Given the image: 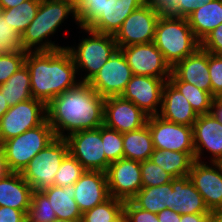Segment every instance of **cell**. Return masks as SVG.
Segmentation results:
<instances>
[{
    "label": "cell",
    "instance_id": "6da1fadb",
    "mask_svg": "<svg viewBox=\"0 0 222 222\" xmlns=\"http://www.w3.org/2000/svg\"><path fill=\"white\" fill-rule=\"evenodd\" d=\"M104 102L86 82L59 94L46 105L47 120L57 138L104 125Z\"/></svg>",
    "mask_w": 222,
    "mask_h": 222
},
{
    "label": "cell",
    "instance_id": "7a4b0ae2",
    "mask_svg": "<svg viewBox=\"0 0 222 222\" xmlns=\"http://www.w3.org/2000/svg\"><path fill=\"white\" fill-rule=\"evenodd\" d=\"M25 64L29 69L31 94L45 105L80 82L73 58L66 48L27 51Z\"/></svg>",
    "mask_w": 222,
    "mask_h": 222
},
{
    "label": "cell",
    "instance_id": "3957f363",
    "mask_svg": "<svg viewBox=\"0 0 222 222\" xmlns=\"http://www.w3.org/2000/svg\"><path fill=\"white\" fill-rule=\"evenodd\" d=\"M68 18L77 25L74 28L78 29L76 7L70 1L40 0L35 18L21 35V48L26 51H53L66 48L55 36L59 35L58 32L62 31L63 26L69 25ZM52 37L56 40L53 41Z\"/></svg>",
    "mask_w": 222,
    "mask_h": 222
},
{
    "label": "cell",
    "instance_id": "277c9868",
    "mask_svg": "<svg viewBox=\"0 0 222 222\" xmlns=\"http://www.w3.org/2000/svg\"><path fill=\"white\" fill-rule=\"evenodd\" d=\"M78 29V33L84 34L81 37L78 35V43L75 40L72 45L67 42L64 44L73 58L80 82L88 83L118 46L112 34L98 33L84 27Z\"/></svg>",
    "mask_w": 222,
    "mask_h": 222
},
{
    "label": "cell",
    "instance_id": "5b68a950",
    "mask_svg": "<svg viewBox=\"0 0 222 222\" xmlns=\"http://www.w3.org/2000/svg\"><path fill=\"white\" fill-rule=\"evenodd\" d=\"M153 43L171 68L200 47L187 18L167 13H162L157 21Z\"/></svg>",
    "mask_w": 222,
    "mask_h": 222
},
{
    "label": "cell",
    "instance_id": "8992f818",
    "mask_svg": "<svg viewBox=\"0 0 222 222\" xmlns=\"http://www.w3.org/2000/svg\"><path fill=\"white\" fill-rule=\"evenodd\" d=\"M55 138L54 130L46 119L41 125L2 142L0 145L9 170L21 173L33 157Z\"/></svg>",
    "mask_w": 222,
    "mask_h": 222
},
{
    "label": "cell",
    "instance_id": "52a82bcc",
    "mask_svg": "<svg viewBox=\"0 0 222 222\" xmlns=\"http://www.w3.org/2000/svg\"><path fill=\"white\" fill-rule=\"evenodd\" d=\"M68 153L66 139L56 137L46 148L33 157L21 175L33 188V191H41L54 186L55 175Z\"/></svg>",
    "mask_w": 222,
    "mask_h": 222
},
{
    "label": "cell",
    "instance_id": "ba28073f",
    "mask_svg": "<svg viewBox=\"0 0 222 222\" xmlns=\"http://www.w3.org/2000/svg\"><path fill=\"white\" fill-rule=\"evenodd\" d=\"M162 13L158 7L146 3L134 10L113 35L118 48L153 42Z\"/></svg>",
    "mask_w": 222,
    "mask_h": 222
},
{
    "label": "cell",
    "instance_id": "9c48e42d",
    "mask_svg": "<svg viewBox=\"0 0 222 222\" xmlns=\"http://www.w3.org/2000/svg\"><path fill=\"white\" fill-rule=\"evenodd\" d=\"M47 119L46 105L37 99H28L10 107L0 119V144Z\"/></svg>",
    "mask_w": 222,
    "mask_h": 222
},
{
    "label": "cell",
    "instance_id": "30bf717a",
    "mask_svg": "<svg viewBox=\"0 0 222 222\" xmlns=\"http://www.w3.org/2000/svg\"><path fill=\"white\" fill-rule=\"evenodd\" d=\"M69 153L86 169L106 172L110 162L106 159L101 139V126L82 130L67 136Z\"/></svg>",
    "mask_w": 222,
    "mask_h": 222
},
{
    "label": "cell",
    "instance_id": "8fae6325",
    "mask_svg": "<svg viewBox=\"0 0 222 222\" xmlns=\"http://www.w3.org/2000/svg\"><path fill=\"white\" fill-rule=\"evenodd\" d=\"M133 73L123 52L117 49L88 82L104 99L121 96Z\"/></svg>",
    "mask_w": 222,
    "mask_h": 222
},
{
    "label": "cell",
    "instance_id": "7c38bea8",
    "mask_svg": "<svg viewBox=\"0 0 222 222\" xmlns=\"http://www.w3.org/2000/svg\"><path fill=\"white\" fill-rule=\"evenodd\" d=\"M154 149L195 152L193 128L167 121L158 115L148 116L147 123Z\"/></svg>",
    "mask_w": 222,
    "mask_h": 222
},
{
    "label": "cell",
    "instance_id": "4fadbf2b",
    "mask_svg": "<svg viewBox=\"0 0 222 222\" xmlns=\"http://www.w3.org/2000/svg\"><path fill=\"white\" fill-rule=\"evenodd\" d=\"M120 49L133 75H144L169 80L171 67L153 42L136 44Z\"/></svg>",
    "mask_w": 222,
    "mask_h": 222
},
{
    "label": "cell",
    "instance_id": "5bb4252c",
    "mask_svg": "<svg viewBox=\"0 0 222 222\" xmlns=\"http://www.w3.org/2000/svg\"><path fill=\"white\" fill-rule=\"evenodd\" d=\"M192 128L195 160L222 162V124L209 113L199 115Z\"/></svg>",
    "mask_w": 222,
    "mask_h": 222
},
{
    "label": "cell",
    "instance_id": "9a60e30c",
    "mask_svg": "<svg viewBox=\"0 0 222 222\" xmlns=\"http://www.w3.org/2000/svg\"><path fill=\"white\" fill-rule=\"evenodd\" d=\"M111 197L130 201L143 187L140 162L127 158L110 163L106 171Z\"/></svg>",
    "mask_w": 222,
    "mask_h": 222
},
{
    "label": "cell",
    "instance_id": "2e32d148",
    "mask_svg": "<svg viewBox=\"0 0 222 222\" xmlns=\"http://www.w3.org/2000/svg\"><path fill=\"white\" fill-rule=\"evenodd\" d=\"M165 82L157 77L133 75L121 97L133 102L148 116L158 115Z\"/></svg>",
    "mask_w": 222,
    "mask_h": 222
},
{
    "label": "cell",
    "instance_id": "e0dca14e",
    "mask_svg": "<svg viewBox=\"0 0 222 222\" xmlns=\"http://www.w3.org/2000/svg\"><path fill=\"white\" fill-rule=\"evenodd\" d=\"M188 176L210 211L222 207V162L195 160Z\"/></svg>",
    "mask_w": 222,
    "mask_h": 222
},
{
    "label": "cell",
    "instance_id": "ac0fdd59",
    "mask_svg": "<svg viewBox=\"0 0 222 222\" xmlns=\"http://www.w3.org/2000/svg\"><path fill=\"white\" fill-rule=\"evenodd\" d=\"M148 115L133 102L121 96L105 98L104 125L108 128L126 133L138 130L146 125Z\"/></svg>",
    "mask_w": 222,
    "mask_h": 222
},
{
    "label": "cell",
    "instance_id": "d6986e66",
    "mask_svg": "<svg viewBox=\"0 0 222 222\" xmlns=\"http://www.w3.org/2000/svg\"><path fill=\"white\" fill-rule=\"evenodd\" d=\"M74 200L83 214L107 200V176L103 171L86 170L74 184Z\"/></svg>",
    "mask_w": 222,
    "mask_h": 222
},
{
    "label": "cell",
    "instance_id": "ffe728a7",
    "mask_svg": "<svg viewBox=\"0 0 222 222\" xmlns=\"http://www.w3.org/2000/svg\"><path fill=\"white\" fill-rule=\"evenodd\" d=\"M158 116L176 124L192 127L199 115L184 95L168 80L163 87Z\"/></svg>",
    "mask_w": 222,
    "mask_h": 222
},
{
    "label": "cell",
    "instance_id": "44dd1931",
    "mask_svg": "<svg viewBox=\"0 0 222 222\" xmlns=\"http://www.w3.org/2000/svg\"><path fill=\"white\" fill-rule=\"evenodd\" d=\"M171 72L183 82L211 93L208 52L199 47L193 54L177 62Z\"/></svg>",
    "mask_w": 222,
    "mask_h": 222
},
{
    "label": "cell",
    "instance_id": "7402d4cb",
    "mask_svg": "<svg viewBox=\"0 0 222 222\" xmlns=\"http://www.w3.org/2000/svg\"><path fill=\"white\" fill-rule=\"evenodd\" d=\"M143 4L144 0H104L102 14L89 29L114 35L125 19Z\"/></svg>",
    "mask_w": 222,
    "mask_h": 222
},
{
    "label": "cell",
    "instance_id": "603a6c76",
    "mask_svg": "<svg viewBox=\"0 0 222 222\" xmlns=\"http://www.w3.org/2000/svg\"><path fill=\"white\" fill-rule=\"evenodd\" d=\"M171 204V209L181 215L211 212L189 176L172 180Z\"/></svg>",
    "mask_w": 222,
    "mask_h": 222
},
{
    "label": "cell",
    "instance_id": "cb8c5ba5",
    "mask_svg": "<svg viewBox=\"0 0 222 222\" xmlns=\"http://www.w3.org/2000/svg\"><path fill=\"white\" fill-rule=\"evenodd\" d=\"M33 188L21 173L11 172L0 180V206L21 210L27 214Z\"/></svg>",
    "mask_w": 222,
    "mask_h": 222
},
{
    "label": "cell",
    "instance_id": "d4e9b609",
    "mask_svg": "<svg viewBox=\"0 0 222 222\" xmlns=\"http://www.w3.org/2000/svg\"><path fill=\"white\" fill-rule=\"evenodd\" d=\"M50 201V207L56 218L64 220H82V213L74 200V185L65 187L50 186L41 190Z\"/></svg>",
    "mask_w": 222,
    "mask_h": 222
},
{
    "label": "cell",
    "instance_id": "484cf974",
    "mask_svg": "<svg viewBox=\"0 0 222 222\" xmlns=\"http://www.w3.org/2000/svg\"><path fill=\"white\" fill-rule=\"evenodd\" d=\"M195 37L201 42L222 23V0H213L198 7L187 17Z\"/></svg>",
    "mask_w": 222,
    "mask_h": 222
},
{
    "label": "cell",
    "instance_id": "4316f807",
    "mask_svg": "<svg viewBox=\"0 0 222 222\" xmlns=\"http://www.w3.org/2000/svg\"><path fill=\"white\" fill-rule=\"evenodd\" d=\"M150 159L174 178L188 176L195 161V152L154 149Z\"/></svg>",
    "mask_w": 222,
    "mask_h": 222
},
{
    "label": "cell",
    "instance_id": "83f0119b",
    "mask_svg": "<svg viewBox=\"0 0 222 222\" xmlns=\"http://www.w3.org/2000/svg\"><path fill=\"white\" fill-rule=\"evenodd\" d=\"M123 158L143 162L150 159L154 151L152 135L148 125L123 133Z\"/></svg>",
    "mask_w": 222,
    "mask_h": 222
},
{
    "label": "cell",
    "instance_id": "f1b7e54d",
    "mask_svg": "<svg viewBox=\"0 0 222 222\" xmlns=\"http://www.w3.org/2000/svg\"><path fill=\"white\" fill-rule=\"evenodd\" d=\"M172 181L151 187H142L131 201L139 208L157 214L163 209H171Z\"/></svg>",
    "mask_w": 222,
    "mask_h": 222
},
{
    "label": "cell",
    "instance_id": "f546056e",
    "mask_svg": "<svg viewBox=\"0 0 222 222\" xmlns=\"http://www.w3.org/2000/svg\"><path fill=\"white\" fill-rule=\"evenodd\" d=\"M0 91L6 99L9 107L15 104L32 99L29 69L24 64L15 72L4 84L0 86Z\"/></svg>",
    "mask_w": 222,
    "mask_h": 222
},
{
    "label": "cell",
    "instance_id": "4dcf8cb0",
    "mask_svg": "<svg viewBox=\"0 0 222 222\" xmlns=\"http://www.w3.org/2000/svg\"><path fill=\"white\" fill-rule=\"evenodd\" d=\"M169 81L184 95L198 115L210 113L212 101L215 98L211 93L180 81L172 72Z\"/></svg>",
    "mask_w": 222,
    "mask_h": 222
},
{
    "label": "cell",
    "instance_id": "1f68e13d",
    "mask_svg": "<svg viewBox=\"0 0 222 222\" xmlns=\"http://www.w3.org/2000/svg\"><path fill=\"white\" fill-rule=\"evenodd\" d=\"M40 0H26L20 5L2 10V17L22 35L35 18Z\"/></svg>",
    "mask_w": 222,
    "mask_h": 222
},
{
    "label": "cell",
    "instance_id": "d6a6232c",
    "mask_svg": "<svg viewBox=\"0 0 222 222\" xmlns=\"http://www.w3.org/2000/svg\"><path fill=\"white\" fill-rule=\"evenodd\" d=\"M124 201L109 197L103 203L96 205L82 214V222H109L122 210Z\"/></svg>",
    "mask_w": 222,
    "mask_h": 222
},
{
    "label": "cell",
    "instance_id": "836d02e7",
    "mask_svg": "<svg viewBox=\"0 0 222 222\" xmlns=\"http://www.w3.org/2000/svg\"><path fill=\"white\" fill-rule=\"evenodd\" d=\"M26 216L27 222H52L56 219V214L50 207V201L42 191H33Z\"/></svg>",
    "mask_w": 222,
    "mask_h": 222
},
{
    "label": "cell",
    "instance_id": "e575fe53",
    "mask_svg": "<svg viewBox=\"0 0 222 222\" xmlns=\"http://www.w3.org/2000/svg\"><path fill=\"white\" fill-rule=\"evenodd\" d=\"M85 171L86 169L68 153L62 160L55 175L54 185L61 187L74 185Z\"/></svg>",
    "mask_w": 222,
    "mask_h": 222
},
{
    "label": "cell",
    "instance_id": "d590c367",
    "mask_svg": "<svg viewBox=\"0 0 222 222\" xmlns=\"http://www.w3.org/2000/svg\"><path fill=\"white\" fill-rule=\"evenodd\" d=\"M101 139L106 159L112 163L123 158V134L117 130L101 126Z\"/></svg>",
    "mask_w": 222,
    "mask_h": 222
},
{
    "label": "cell",
    "instance_id": "8d00e7d4",
    "mask_svg": "<svg viewBox=\"0 0 222 222\" xmlns=\"http://www.w3.org/2000/svg\"><path fill=\"white\" fill-rule=\"evenodd\" d=\"M143 187L159 186L171 182L174 177L151 159L140 162Z\"/></svg>",
    "mask_w": 222,
    "mask_h": 222
},
{
    "label": "cell",
    "instance_id": "74e56055",
    "mask_svg": "<svg viewBox=\"0 0 222 222\" xmlns=\"http://www.w3.org/2000/svg\"><path fill=\"white\" fill-rule=\"evenodd\" d=\"M104 0H82L76 6L79 27L89 28L102 14Z\"/></svg>",
    "mask_w": 222,
    "mask_h": 222
},
{
    "label": "cell",
    "instance_id": "f35d334b",
    "mask_svg": "<svg viewBox=\"0 0 222 222\" xmlns=\"http://www.w3.org/2000/svg\"><path fill=\"white\" fill-rule=\"evenodd\" d=\"M27 51L19 50L0 54V86L25 64Z\"/></svg>",
    "mask_w": 222,
    "mask_h": 222
},
{
    "label": "cell",
    "instance_id": "ab89813d",
    "mask_svg": "<svg viewBox=\"0 0 222 222\" xmlns=\"http://www.w3.org/2000/svg\"><path fill=\"white\" fill-rule=\"evenodd\" d=\"M22 50L21 35L0 15V54Z\"/></svg>",
    "mask_w": 222,
    "mask_h": 222
},
{
    "label": "cell",
    "instance_id": "60d3db41",
    "mask_svg": "<svg viewBox=\"0 0 222 222\" xmlns=\"http://www.w3.org/2000/svg\"><path fill=\"white\" fill-rule=\"evenodd\" d=\"M208 68L211 80V94L222 95V55L208 53Z\"/></svg>",
    "mask_w": 222,
    "mask_h": 222
},
{
    "label": "cell",
    "instance_id": "b9f144b4",
    "mask_svg": "<svg viewBox=\"0 0 222 222\" xmlns=\"http://www.w3.org/2000/svg\"><path fill=\"white\" fill-rule=\"evenodd\" d=\"M123 210L127 216V222H159L157 214L137 207L131 200L125 201Z\"/></svg>",
    "mask_w": 222,
    "mask_h": 222
},
{
    "label": "cell",
    "instance_id": "7bdbcfd3",
    "mask_svg": "<svg viewBox=\"0 0 222 222\" xmlns=\"http://www.w3.org/2000/svg\"><path fill=\"white\" fill-rule=\"evenodd\" d=\"M213 0H178L167 14L174 17L187 18L198 7L212 2Z\"/></svg>",
    "mask_w": 222,
    "mask_h": 222
},
{
    "label": "cell",
    "instance_id": "ee69618b",
    "mask_svg": "<svg viewBox=\"0 0 222 222\" xmlns=\"http://www.w3.org/2000/svg\"><path fill=\"white\" fill-rule=\"evenodd\" d=\"M200 47L208 53L222 55V23L206 35Z\"/></svg>",
    "mask_w": 222,
    "mask_h": 222
},
{
    "label": "cell",
    "instance_id": "f6af8a7d",
    "mask_svg": "<svg viewBox=\"0 0 222 222\" xmlns=\"http://www.w3.org/2000/svg\"><path fill=\"white\" fill-rule=\"evenodd\" d=\"M0 222H27V216L21 210L0 206Z\"/></svg>",
    "mask_w": 222,
    "mask_h": 222
},
{
    "label": "cell",
    "instance_id": "bcb514c9",
    "mask_svg": "<svg viewBox=\"0 0 222 222\" xmlns=\"http://www.w3.org/2000/svg\"><path fill=\"white\" fill-rule=\"evenodd\" d=\"M157 217L159 222H180L181 214L166 208L157 213Z\"/></svg>",
    "mask_w": 222,
    "mask_h": 222
},
{
    "label": "cell",
    "instance_id": "7dc6e473",
    "mask_svg": "<svg viewBox=\"0 0 222 222\" xmlns=\"http://www.w3.org/2000/svg\"><path fill=\"white\" fill-rule=\"evenodd\" d=\"M180 222H210V213L183 214Z\"/></svg>",
    "mask_w": 222,
    "mask_h": 222
},
{
    "label": "cell",
    "instance_id": "c3c4849f",
    "mask_svg": "<svg viewBox=\"0 0 222 222\" xmlns=\"http://www.w3.org/2000/svg\"><path fill=\"white\" fill-rule=\"evenodd\" d=\"M178 0H144L146 4L158 7L163 13H167Z\"/></svg>",
    "mask_w": 222,
    "mask_h": 222
},
{
    "label": "cell",
    "instance_id": "681fc988",
    "mask_svg": "<svg viewBox=\"0 0 222 222\" xmlns=\"http://www.w3.org/2000/svg\"><path fill=\"white\" fill-rule=\"evenodd\" d=\"M210 114L222 124V99L217 97L212 101Z\"/></svg>",
    "mask_w": 222,
    "mask_h": 222
},
{
    "label": "cell",
    "instance_id": "f907efd6",
    "mask_svg": "<svg viewBox=\"0 0 222 222\" xmlns=\"http://www.w3.org/2000/svg\"><path fill=\"white\" fill-rule=\"evenodd\" d=\"M10 173L11 171L9 170V167L5 160L4 150L2 149V146L0 145V180L6 177Z\"/></svg>",
    "mask_w": 222,
    "mask_h": 222
},
{
    "label": "cell",
    "instance_id": "816d5d0a",
    "mask_svg": "<svg viewBox=\"0 0 222 222\" xmlns=\"http://www.w3.org/2000/svg\"><path fill=\"white\" fill-rule=\"evenodd\" d=\"M210 222H222V207L211 210Z\"/></svg>",
    "mask_w": 222,
    "mask_h": 222
},
{
    "label": "cell",
    "instance_id": "f5cc1de1",
    "mask_svg": "<svg viewBox=\"0 0 222 222\" xmlns=\"http://www.w3.org/2000/svg\"><path fill=\"white\" fill-rule=\"evenodd\" d=\"M26 0H0L2 9H9L15 6L20 5L22 2Z\"/></svg>",
    "mask_w": 222,
    "mask_h": 222
},
{
    "label": "cell",
    "instance_id": "db71d44e",
    "mask_svg": "<svg viewBox=\"0 0 222 222\" xmlns=\"http://www.w3.org/2000/svg\"><path fill=\"white\" fill-rule=\"evenodd\" d=\"M9 108L10 107H9L6 99L4 98V95H2V93L0 91V119Z\"/></svg>",
    "mask_w": 222,
    "mask_h": 222
},
{
    "label": "cell",
    "instance_id": "11a10c76",
    "mask_svg": "<svg viewBox=\"0 0 222 222\" xmlns=\"http://www.w3.org/2000/svg\"><path fill=\"white\" fill-rule=\"evenodd\" d=\"M109 222H127V216L124 210H122L114 219Z\"/></svg>",
    "mask_w": 222,
    "mask_h": 222
},
{
    "label": "cell",
    "instance_id": "9f6ffc18",
    "mask_svg": "<svg viewBox=\"0 0 222 222\" xmlns=\"http://www.w3.org/2000/svg\"><path fill=\"white\" fill-rule=\"evenodd\" d=\"M52 222H82V220H64V219H58L56 218L54 221Z\"/></svg>",
    "mask_w": 222,
    "mask_h": 222
},
{
    "label": "cell",
    "instance_id": "6f0895ef",
    "mask_svg": "<svg viewBox=\"0 0 222 222\" xmlns=\"http://www.w3.org/2000/svg\"><path fill=\"white\" fill-rule=\"evenodd\" d=\"M65 1H70L76 7L78 3L81 2L82 0H65Z\"/></svg>",
    "mask_w": 222,
    "mask_h": 222
},
{
    "label": "cell",
    "instance_id": "680465c9",
    "mask_svg": "<svg viewBox=\"0 0 222 222\" xmlns=\"http://www.w3.org/2000/svg\"><path fill=\"white\" fill-rule=\"evenodd\" d=\"M2 6H1V3H0V15L2 14Z\"/></svg>",
    "mask_w": 222,
    "mask_h": 222
}]
</instances>
